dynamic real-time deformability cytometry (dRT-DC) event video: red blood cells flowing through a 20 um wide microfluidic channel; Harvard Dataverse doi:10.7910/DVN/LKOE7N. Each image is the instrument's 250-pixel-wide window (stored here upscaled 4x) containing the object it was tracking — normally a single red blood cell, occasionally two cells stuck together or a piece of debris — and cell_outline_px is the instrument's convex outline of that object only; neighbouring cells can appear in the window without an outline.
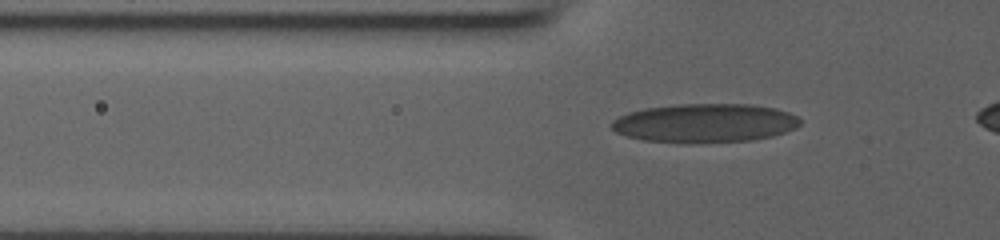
{"species": "human", "species_latin": "Homo sapiens", "temperature_condition": "room temperature", "stored_images_in_passage": 35, "camera_frame_rate_fps": 3000, "um_per_image_px": 0.085, "donor": {"sex": "male"}, "frame": {"image": 1, "passage_image": 6, "time_ms": 1.667, "image_size_px": [1000, 240], "cell_outline_px": [[800, 124], [796, 128], [772, 136], [752, 140], [644, 140], [628, 136], [616, 132], [608, 124], [612, 120], [628, 112], [644, 108], [680, 104], [752, 104], [776, 108], [788, 112], [796, 116], [800, 120]], "centroid_in_image_um": [59.92, 10.41], "position_along_channel_um": 65.9, "area_um2": 41.44}}
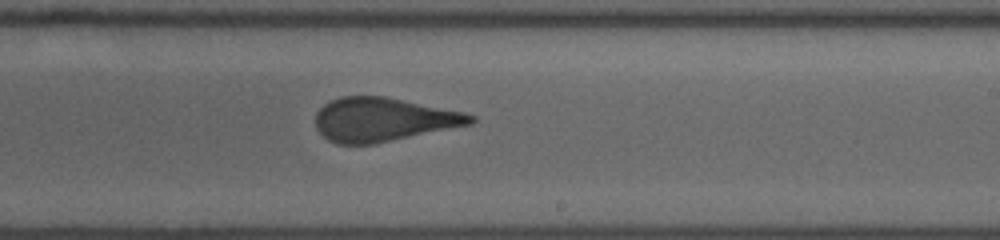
{"frame": {"image": 2, "passage_image": 20, "time_ms": 6.333, "image_size_px": [1000, 240], "cell_outline_px": [[476, 120], [472, 124], [376, 144], [336, 144], [328, 140], [316, 128], [316, 112], [324, 104], [340, 96], [384, 96], [464, 112], [476, 116]], "centroid_in_image_um": [32.58, 10.17], "position_along_channel_um": 256.4, "area_um2": 39.59}}
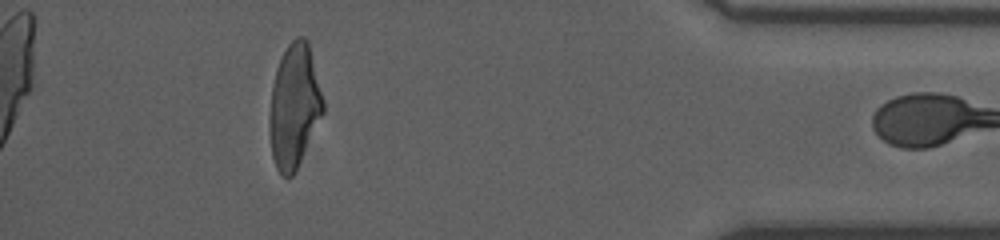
{"frame": {"image": 3, "passage_image": 34, "time_ms": 11.0, "image_size_px": [1000, 240], "cell_outline_px": [[324, 112], [296, 172], [288, 180], [280, 176], [276, 168], [272, 156], [268, 128], [268, 124], [272, 84], [276, 68], [288, 44], [296, 36], [304, 36], [308, 40], [324, 100]], "centroid_in_image_um": [25.0, 9.07], "position_along_channel_um": 410.2, "area_um2": 39.3}}